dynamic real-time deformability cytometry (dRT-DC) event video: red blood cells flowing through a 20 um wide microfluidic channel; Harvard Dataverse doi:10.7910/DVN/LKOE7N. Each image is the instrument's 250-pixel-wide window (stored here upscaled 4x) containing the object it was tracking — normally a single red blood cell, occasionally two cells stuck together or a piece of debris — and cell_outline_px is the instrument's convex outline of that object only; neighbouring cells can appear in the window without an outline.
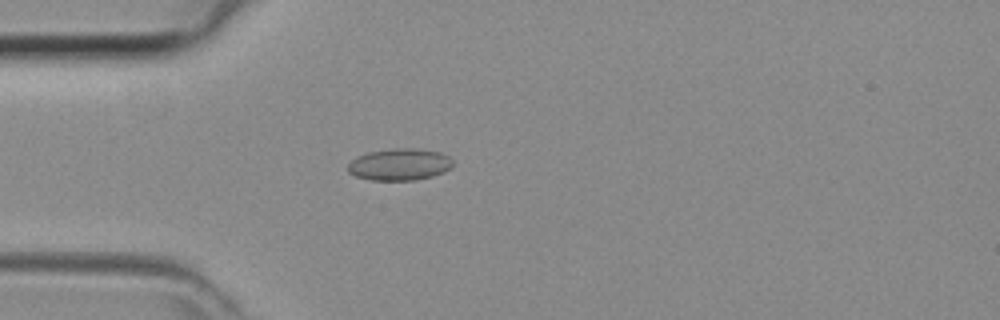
{"species": "common noctule bat (a hibernating species)", "species_latin": "Nyctalus noctula", "temperature_condition": "room temperature", "stored_images_in_passage": 36, "camera_frame_rate_fps": 3000, "um_per_image_px": 0.085, "animal": {"sex": "female", "body_mass_g": 29.2, "forearm_length_mm": 56.3}, "frame": {"image": 1, "passage_image": 12, "time_ms": 3.667, "image_size_px": [1000, 320], "cell_outline_px": [[452, 168], [444, 172], [432, 176], [416, 180], [372, 180], [356, 176], [348, 172], [348, 164], [356, 156], [368, 152], [392, 148], [416, 148], [440, 152], [448, 156], [452, 160]], "centroid_in_image_um": [33.97, 13.97], "position_along_channel_um": 51.0, "area_um2": 19.59}}
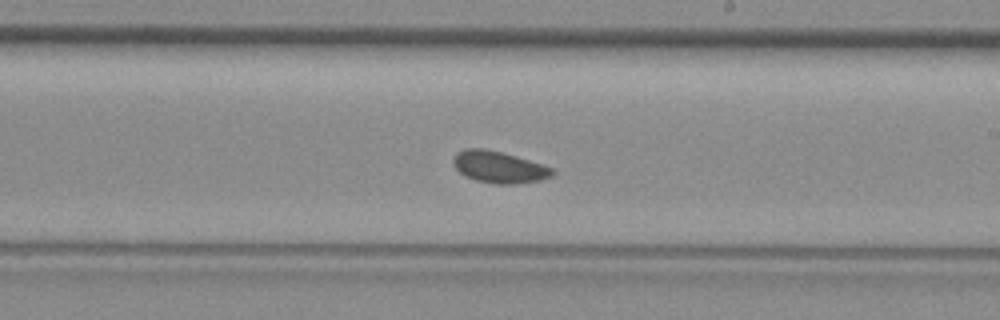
{"frame": {"image": 2, "passage_image": 26, "time_ms": 8.333, "image_size_px": [1000, 320], "cell_outline_px": [[556, 172], [552, 176], [540, 180], [512, 184], [496, 184], [476, 180], [464, 176], [456, 168], [452, 160], [456, 152], [464, 148], [484, 148], [516, 156], [552, 168]], "centroid_in_image_um": [42.38, 14.2], "position_along_channel_um": 246.6, "area_um2": 18.21}}
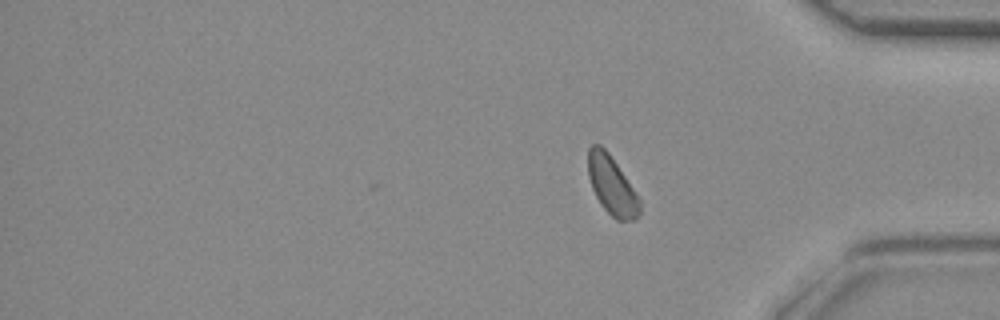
{"frame": {"image": 3, "passage_image": 36, "time_ms": 11.667, "image_size_px": [1000, 320], "cell_outline_px": [[640, 212], [636, 220], [616, 220], [600, 204], [592, 188], [588, 176], [588, 148], [592, 144], [600, 144], [608, 152], [640, 200]], "centroid_in_image_um": [51.98, 15.77], "position_along_channel_um": 383.2, "area_um2": 17.34}}